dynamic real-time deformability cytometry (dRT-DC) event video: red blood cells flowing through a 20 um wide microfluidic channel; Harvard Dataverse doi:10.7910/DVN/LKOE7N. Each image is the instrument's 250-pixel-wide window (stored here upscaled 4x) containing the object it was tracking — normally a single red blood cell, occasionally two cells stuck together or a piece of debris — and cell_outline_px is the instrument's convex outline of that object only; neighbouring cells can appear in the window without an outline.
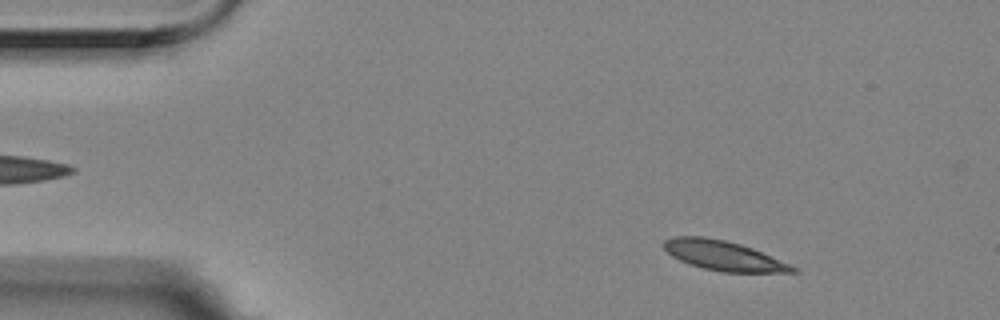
{"species": "Egyptian fruit bat (a non-hibernating species)", "species_latin": "Rousettus aegyptiacus", "temperature_condition": "room temperature", "stored_images_in_passage": 9, "camera_frame_rate_fps": 3000, "um_per_image_px": 0.085, "animal": {"sex": "female"}, "frame": {"image": 1, "passage_image": 1, "time_ms": 0.0, "image_size_px": [1000, 320], "cell_outline_px": [[800, 272], [720, 272], [688, 264], [672, 256], [664, 248], [664, 240], [676, 236], [704, 236], [724, 240], [740, 244], [752, 248], [788, 264], [796, 268]], "centroid_in_image_um": [61.45, 21.72], "position_along_channel_um": 23.5, "area_um2": 21.96}}
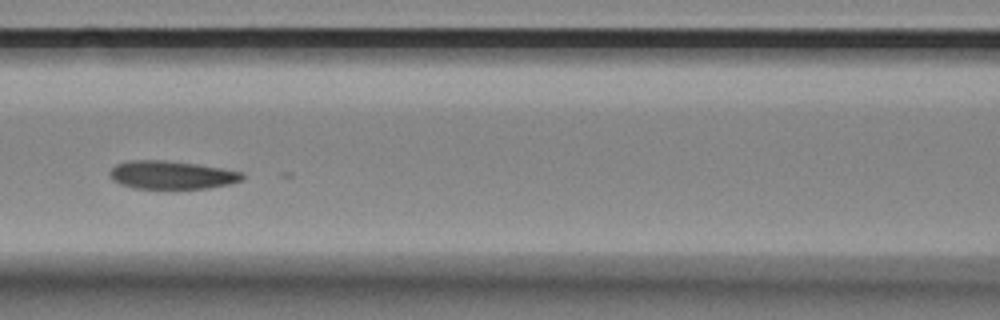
{"frame": {"image": 2, "passage_image": 5, "time_ms": 1.333, "image_size_px": [1000, 320], "cell_outline_px": [[244, 176], [240, 180], [232, 184], [208, 188], [132, 188], [120, 184], [112, 180], [108, 172], [116, 164], [128, 160], [164, 160], [196, 164], [244, 172]], "centroid_in_image_um": [14.56, 14.87], "position_along_channel_um": 152.0, "area_um2": 21.79}}
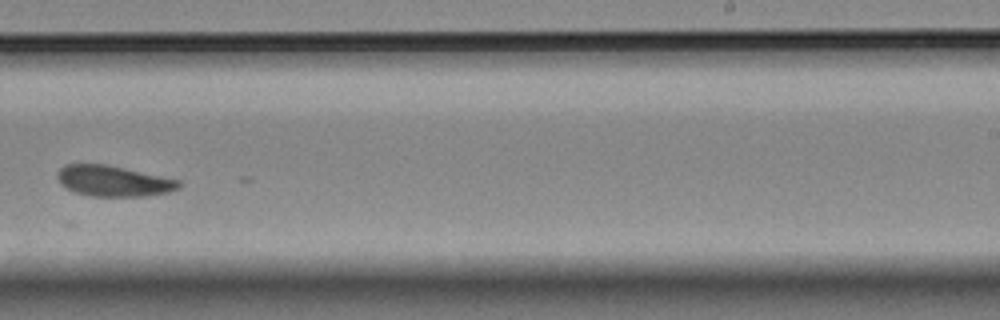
{"frame": {"image": 3, "passage_image": 8, "time_ms": 2.333, "image_size_px": [1000, 320], "cell_outline_px": [[180, 188], [168, 192], [144, 196], [92, 196], [76, 192], [60, 184], [56, 176], [56, 172], [64, 164], [108, 164], [180, 180]], "centroid_in_image_um": [9.62, 15.37], "position_along_channel_um": 279.4, "area_um2": 21.79}}